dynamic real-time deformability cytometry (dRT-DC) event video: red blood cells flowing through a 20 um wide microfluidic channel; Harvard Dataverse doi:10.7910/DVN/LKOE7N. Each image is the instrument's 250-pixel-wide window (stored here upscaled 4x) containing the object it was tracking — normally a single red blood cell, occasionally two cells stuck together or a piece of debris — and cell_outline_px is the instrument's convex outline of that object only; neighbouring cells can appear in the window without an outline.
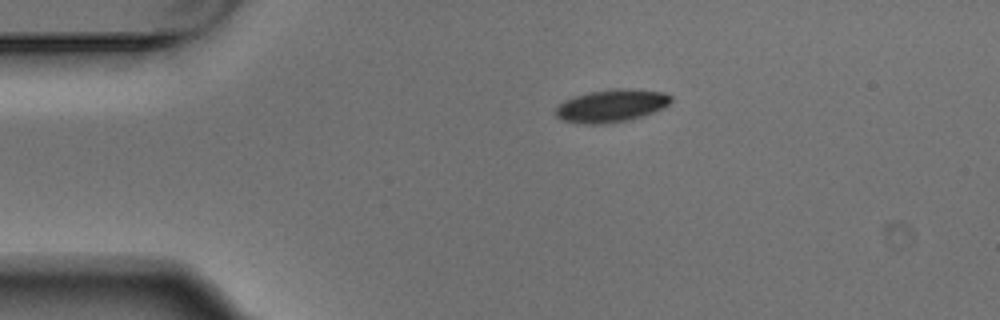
{"species": "Egyptian fruit bat (a non-hibernating species)", "species_latin": "Rousettus aegyptiacus", "temperature_condition": "warm", "stored_images_in_passage": 2, "camera_frame_rate_fps": 3000, "um_per_image_px": 0.085, "animal": {"sex": "male"}, "frame": {"image": 1, "passage_image": 1, "time_ms": 0.0, "image_size_px": [1000, 320], "cell_outline_px": [[672, 100], [664, 108], [628, 120], [604, 124], [576, 124], [564, 120], [556, 116], [556, 108], [564, 100], [588, 92], [616, 88], [628, 88], [664, 92], [672, 96]], "centroid_in_image_um": [51.97, 8.98], "position_along_channel_um": 33.0, "area_um2": 21.96}}